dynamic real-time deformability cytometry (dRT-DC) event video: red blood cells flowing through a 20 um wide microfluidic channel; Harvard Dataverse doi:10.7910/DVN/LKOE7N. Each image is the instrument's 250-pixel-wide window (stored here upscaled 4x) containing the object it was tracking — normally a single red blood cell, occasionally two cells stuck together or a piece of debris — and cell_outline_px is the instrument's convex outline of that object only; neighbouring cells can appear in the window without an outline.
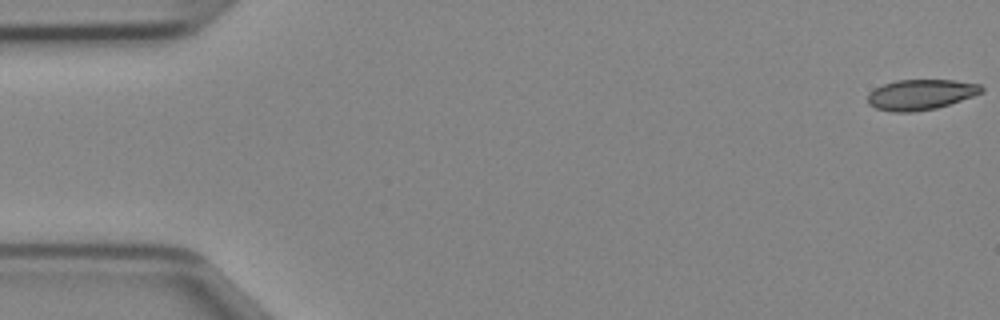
{"species": "Egyptian fruit bat (a non-hibernating species)", "species_latin": "Rousettus aegyptiacus", "temperature_condition": "cold", "stored_images_in_passage": 47, "camera_frame_rate_fps": 3000, "um_per_image_px": 0.085, "animal": {"sex": "female"}, "frame": {"image": 1, "passage_image": 1, "time_ms": 0.0, "image_size_px": [1000, 320], "cell_outline_px": [[984, 92], [936, 108], [912, 112], [892, 112], [876, 108], [868, 104], [868, 92], [884, 84], [896, 80], [952, 80], [980, 84], [984, 88]], "centroid_in_image_um": [78.25, 8.04], "position_along_channel_um": 6.8, "area_um2": 20.06}}
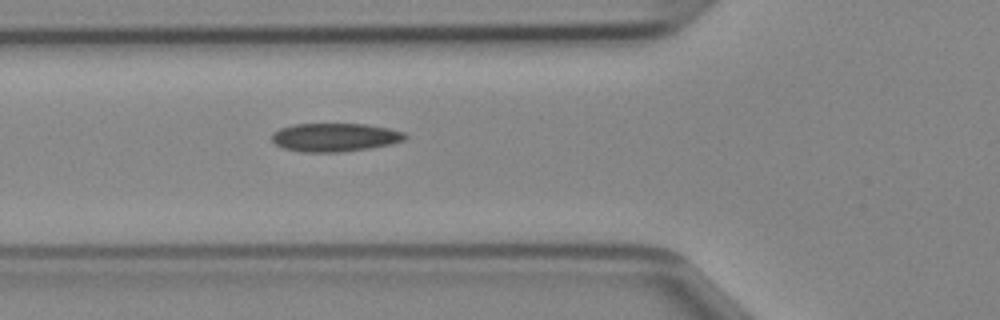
{"frame": {"image": 2, "passage_image": 17, "time_ms": 5.333, "image_size_px": [1000, 320], "cell_outline_px": [[408, 136], [404, 140], [392, 144], [368, 148], [340, 152], [300, 152], [284, 148], [276, 144], [272, 140], [272, 132], [280, 128], [296, 124], [364, 124], [388, 128], [404, 132]], "centroid_in_image_um": [28.46, 11.67], "position_along_channel_um": 97.3, "area_um2": 22.02}}
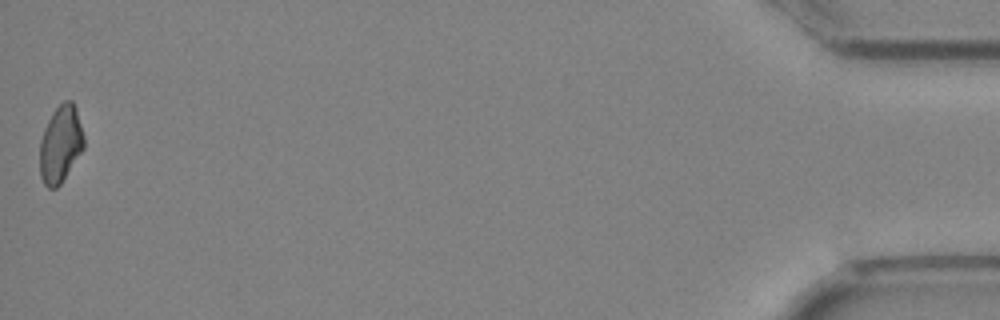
{"frame": {"image": 3, "passage_image": 47, "time_ms": 15.333, "image_size_px": [1000, 320], "cell_outline_px": [[84, 148], [60, 184], [56, 188], [48, 188], [44, 184], [40, 176], [40, 140], [44, 128], [52, 112], [64, 100], [72, 100], [76, 108], [84, 136]], "centroid_in_image_um": [5.14, 12.24], "position_along_channel_um": 430.1, "area_um2": 19.77}}